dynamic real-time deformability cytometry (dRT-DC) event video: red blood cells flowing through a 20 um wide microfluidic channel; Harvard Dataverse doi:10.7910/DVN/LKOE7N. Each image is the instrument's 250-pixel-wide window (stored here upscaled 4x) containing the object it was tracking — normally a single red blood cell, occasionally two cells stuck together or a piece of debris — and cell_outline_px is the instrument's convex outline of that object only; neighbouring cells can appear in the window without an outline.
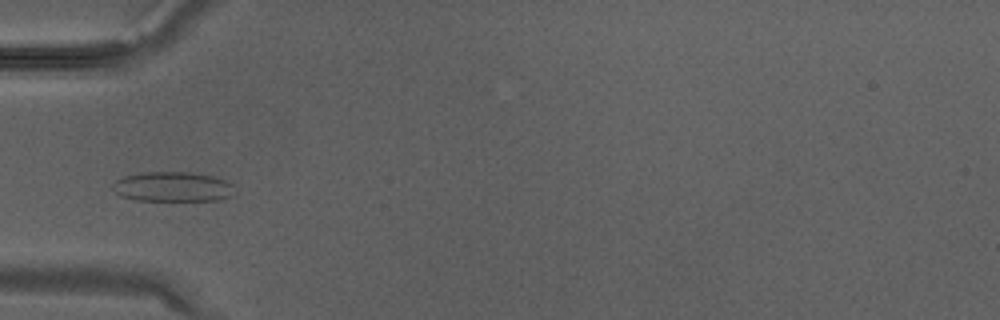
{"species": "Egyptian fruit bat (a non-hibernating species)", "species_latin": "Rousettus aegyptiacus", "temperature_condition": "warm", "stored_images_in_passage": 33, "camera_frame_rate_fps": 3000, "um_per_image_px": 0.085, "animal": {"sex": "male"}, "frame": {"image": 1, "passage_image": 11, "time_ms": 3.333, "image_size_px": [1000, 320], "cell_outline_px": [[232, 196], [216, 200], [136, 200], [120, 196], [112, 188], [112, 184], [116, 180], [124, 176], [144, 172], [188, 172], [212, 176], [224, 180], [232, 184]], "centroid_in_image_um": [14.63, 15.87], "position_along_channel_um": 70.4, "area_um2": 20.98}}
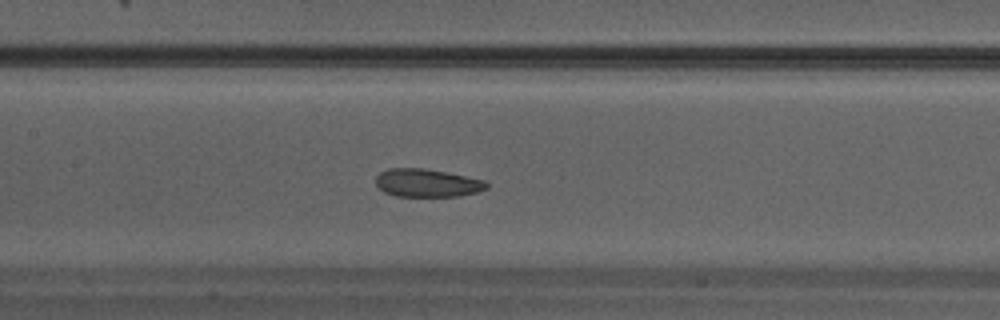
{"frame": {"image": 2, "passage_image": 16, "time_ms": 5.0, "image_size_px": [1000, 320], "cell_outline_px": [[488, 188], [476, 192], [460, 196], [396, 196], [384, 192], [376, 184], [376, 176], [380, 172], [388, 168], [424, 168], [484, 180], [488, 184]], "centroid_in_image_um": [36.28, 15.55], "position_along_channel_um": 171.1, "area_um2": 17.98}}
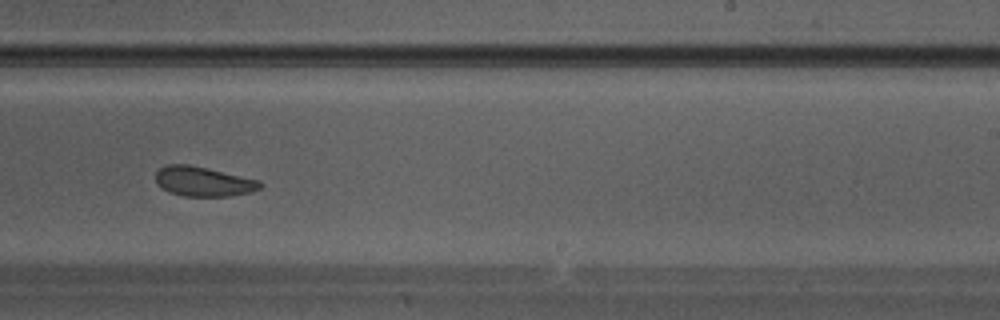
{"frame": {"image": 3, "passage_image": 21, "time_ms": 6.667, "image_size_px": [1000, 320], "cell_outline_px": [[264, 184], [260, 188], [252, 192], [232, 196], [184, 196], [168, 192], [160, 188], [156, 184], [156, 172], [160, 168], [168, 164], [188, 164], [260, 180]], "centroid_in_image_um": [17.28, 15.44], "position_along_channel_um": 271.7, "area_um2": 18.21}}